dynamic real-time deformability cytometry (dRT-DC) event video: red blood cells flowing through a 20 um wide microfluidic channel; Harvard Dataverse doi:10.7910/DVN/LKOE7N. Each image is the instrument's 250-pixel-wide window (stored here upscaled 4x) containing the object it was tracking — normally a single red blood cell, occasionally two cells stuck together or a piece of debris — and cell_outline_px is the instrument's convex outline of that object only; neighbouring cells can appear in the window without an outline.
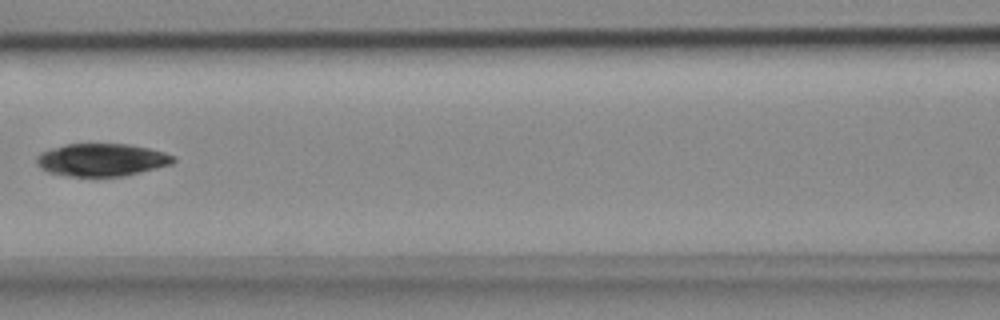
{"species": "common noctule bat (a hibernating species)", "species_latin": "Nyctalus noctula", "temperature_condition": "cold", "stored_images_in_passage": 6, "camera_frame_rate_fps": 3000, "um_per_image_px": 0.085, "animal": {"sex": "female", "body_mass_g": 18.4}, "frame": {"image": 1, "passage_image": 6, "time_ms": 1.667, "image_size_px": [1000, 320], "cell_outline_px": [[176, 160], [172, 164], [124, 176], [68, 176], [48, 172], [40, 168], [36, 164], [36, 156], [40, 152], [64, 144], [128, 144], [148, 148], [164, 152], [172, 156]], "centroid_in_image_um": [8.6, 13.58], "position_along_channel_um": 158.0, "area_um2": 26.01}}